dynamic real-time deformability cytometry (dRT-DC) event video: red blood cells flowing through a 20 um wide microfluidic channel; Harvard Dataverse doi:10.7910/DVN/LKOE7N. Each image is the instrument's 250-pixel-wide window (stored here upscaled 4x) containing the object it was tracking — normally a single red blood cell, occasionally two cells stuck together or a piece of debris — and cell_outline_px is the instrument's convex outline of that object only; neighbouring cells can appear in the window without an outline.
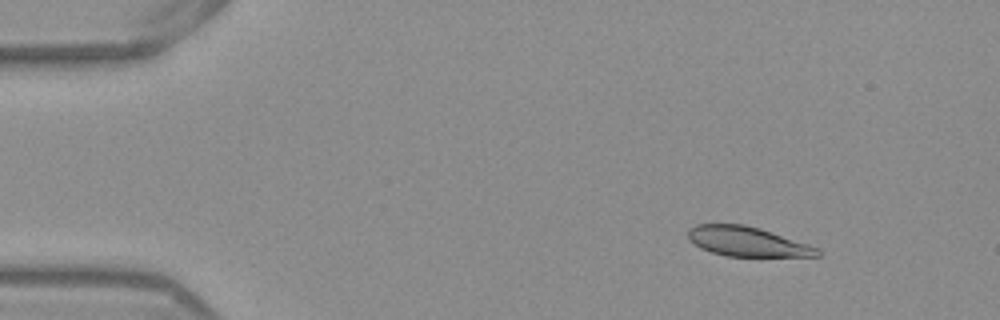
{"species": "Egyptian fruit bat (a non-hibernating species)", "species_latin": "Rousettus aegyptiacus", "temperature_condition": "warm", "stored_images_in_passage": 47, "camera_frame_rate_fps": 3000, "um_per_image_px": 0.085, "frame": {"image": 1, "passage_image": 1, "time_ms": 0.0, "image_size_px": [1000, 320], "cell_outline_px": [[820, 256], [724, 256], [700, 248], [688, 240], [688, 228], [696, 224], [744, 224], [760, 228], [820, 248]], "centroid_in_image_um": [63.48, 20.53], "position_along_channel_um": 21.5, "area_um2": 22.37}}
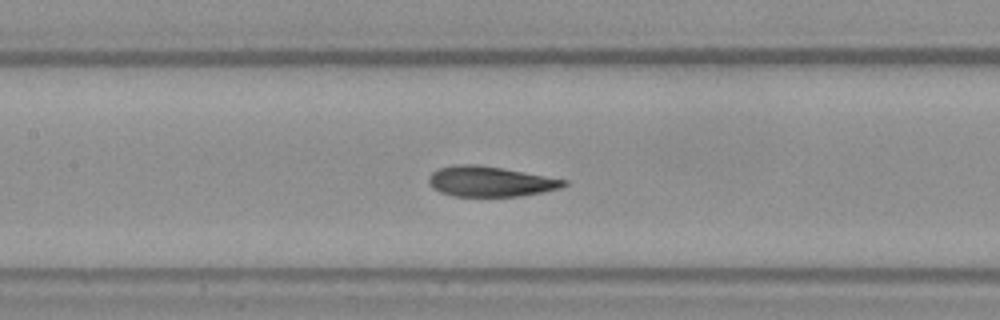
{"frame": {"image": 2, "passage_image": 19, "time_ms": 6.0, "image_size_px": [1000, 320], "cell_outline_px": [[568, 184], [560, 188], [544, 192], [520, 196], [452, 196], [440, 192], [432, 188], [428, 180], [428, 176], [432, 172], [440, 168], [456, 164], [476, 164], [504, 168], [568, 180]], "centroid_in_image_um": [41.67, 15.42], "position_along_channel_um": 165.7, "area_um2": 23.99}}
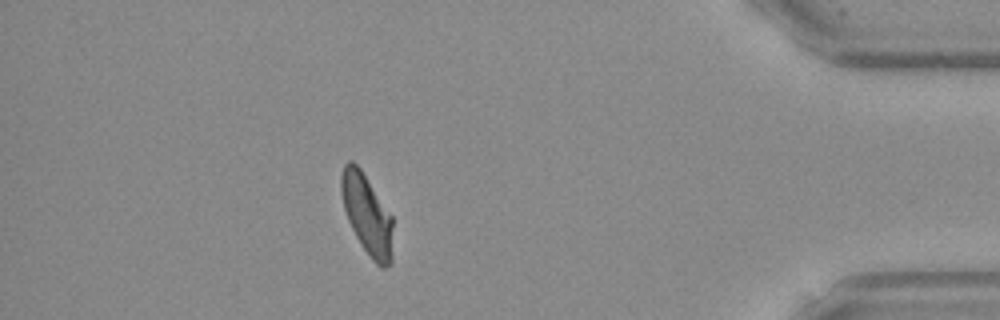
{"frame": {"image": 3, "passage_image": 41, "time_ms": 13.333, "image_size_px": [1000, 320], "cell_outline_px": [[392, 264], [384, 268], [380, 268], [372, 260], [360, 244], [348, 220], [344, 208], [340, 192], [340, 176], [344, 164], [348, 160], [352, 160], [360, 168], [392, 216]], "centroid_in_image_um": [31.19, 18.25], "position_along_channel_um": 404.0, "area_um2": 24.22}, "authors_computed_cell_mechanics": {"area_um2": 24.276, "velocity_mm_per_s": 3.8745, "shape_relaxation_time_tau1_ms": 4.4618, "shape_relaxation_time_tau2_ms": 1.5087, "deformation_change_tau1": 0.1643, "deformation_change_tau2": 0.0765}}